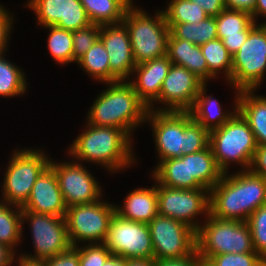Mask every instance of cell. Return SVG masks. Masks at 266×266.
<instances>
[{"instance_id":"obj_48","label":"cell","mask_w":266,"mask_h":266,"mask_svg":"<svg viewBox=\"0 0 266 266\" xmlns=\"http://www.w3.org/2000/svg\"><path fill=\"white\" fill-rule=\"evenodd\" d=\"M16 256L17 254H15L14 259H13L14 261L15 260L17 261L16 266H45L44 260L30 259V258L24 257L21 254H18L17 257L19 258H17Z\"/></svg>"},{"instance_id":"obj_44","label":"cell","mask_w":266,"mask_h":266,"mask_svg":"<svg viewBox=\"0 0 266 266\" xmlns=\"http://www.w3.org/2000/svg\"><path fill=\"white\" fill-rule=\"evenodd\" d=\"M200 5L209 17H216L226 7L224 0H189Z\"/></svg>"},{"instance_id":"obj_30","label":"cell","mask_w":266,"mask_h":266,"mask_svg":"<svg viewBox=\"0 0 266 266\" xmlns=\"http://www.w3.org/2000/svg\"><path fill=\"white\" fill-rule=\"evenodd\" d=\"M92 24L122 22L128 7L121 0H80Z\"/></svg>"},{"instance_id":"obj_38","label":"cell","mask_w":266,"mask_h":266,"mask_svg":"<svg viewBox=\"0 0 266 266\" xmlns=\"http://www.w3.org/2000/svg\"><path fill=\"white\" fill-rule=\"evenodd\" d=\"M101 25L90 24L85 28L72 32L73 37V63L77 61L92 47L99 38Z\"/></svg>"},{"instance_id":"obj_50","label":"cell","mask_w":266,"mask_h":266,"mask_svg":"<svg viewBox=\"0 0 266 266\" xmlns=\"http://www.w3.org/2000/svg\"><path fill=\"white\" fill-rule=\"evenodd\" d=\"M103 266H126V259L117 255H111Z\"/></svg>"},{"instance_id":"obj_20","label":"cell","mask_w":266,"mask_h":266,"mask_svg":"<svg viewBox=\"0 0 266 266\" xmlns=\"http://www.w3.org/2000/svg\"><path fill=\"white\" fill-rule=\"evenodd\" d=\"M172 65L168 55L137 64L128 82L148 109L159 99L160 90Z\"/></svg>"},{"instance_id":"obj_46","label":"cell","mask_w":266,"mask_h":266,"mask_svg":"<svg viewBox=\"0 0 266 266\" xmlns=\"http://www.w3.org/2000/svg\"><path fill=\"white\" fill-rule=\"evenodd\" d=\"M15 252L7 245L0 243V266H12Z\"/></svg>"},{"instance_id":"obj_27","label":"cell","mask_w":266,"mask_h":266,"mask_svg":"<svg viewBox=\"0 0 266 266\" xmlns=\"http://www.w3.org/2000/svg\"><path fill=\"white\" fill-rule=\"evenodd\" d=\"M155 167L151 170V179L159 185L189 189L187 158L184 155L160 161Z\"/></svg>"},{"instance_id":"obj_19","label":"cell","mask_w":266,"mask_h":266,"mask_svg":"<svg viewBox=\"0 0 266 266\" xmlns=\"http://www.w3.org/2000/svg\"><path fill=\"white\" fill-rule=\"evenodd\" d=\"M21 208L22 211L65 217L67 206L54 169L50 165L38 177L28 200Z\"/></svg>"},{"instance_id":"obj_31","label":"cell","mask_w":266,"mask_h":266,"mask_svg":"<svg viewBox=\"0 0 266 266\" xmlns=\"http://www.w3.org/2000/svg\"><path fill=\"white\" fill-rule=\"evenodd\" d=\"M76 64L98 83H110L109 57L99 38Z\"/></svg>"},{"instance_id":"obj_11","label":"cell","mask_w":266,"mask_h":266,"mask_svg":"<svg viewBox=\"0 0 266 266\" xmlns=\"http://www.w3.org/2000/svg\"><path fill=\"white\" fill-rule=\"evenodd\" d=\"M158 215L180 221L196 232L201 223L196 218L210 214L209 191L205 188H169L157 183Z\"/></svg>"},{"instance_id":"obj_3","label":"cell","mask_w":266,"mask_h":266,"mask_svg":"<svg viewBox=\"0 0 266 266\" xmlns=\"http://www.w3.org/2000/svg\"><path fill=\"white\" fill-rule=\"evenodd\" d=\"M152 127L160 161L196 153L209 146L210 132L189 111L149 110L145 124Z\"/></svg>"},{"instance_id":"obj_35","label":"cell","mask_w":266,"mask_h":266,"mask_svg":"<svg viewBox=\"0 0 266 266\" xmlns=\"http://www.w3.org/2000/svg\"><path fill=\"white\" fill-rule=\"evenodd\" d=\"M44 28L49 29L47 47L53 60L61 65L73 63L72 31L57 26H45Z\"/></svg>"},{"instance_id":"obj_10","label":"cell","mask_w":266,"mask_h":266,"mask_svg":"<svg viewBox=\"0 0 266 266\" xmlns=\"http://www.w3.org/2000/svg\"><path fill=\"white\" fill-rule=\"evenodd\" d=\"M115 204L100 199L91 204L67 207L65 220L72 246L80 243H104Z\"/></svg>"},{"instance_id":"obj_9","label":"cell","mask_w":266,"mask_h":266,"mask_svg":"<svg viewBox=\"0 0 266 266\" xmlns=\"http://www.w3.org/2000/svg\"><path fill=\"white\" fill-rule=\"evenodd\" d=\"M266 25L257 24L246 41L232 56L229 87L233 90H257L266 75Z\"/></svg>"},{"instance_id":"obj_22","label":"cell","mask_w":266,"mask_h":266,"mask_svg":"<svg viewBox=\"0 0 266 266\" xmlns=\"http://www.w3.org/2000/svg\"><path fill=\"white\" fill-rule=\"evenodd\" d=\"M123 205H115V212L132 221L148 224L158 215L157 182L152 187H140L130 191Z\"/></svg>"},{"instance_id":"obj_18","label":"cell","mask_w":266,"mask_h":266,"mask_svg":"<svg viewBox=\"0 0 266 266\" xmlns=\"http://www.w3.org/2000/svg\"><path fill=\"white\" fill-rule=\"evenodd\" d=\"M99 39L109 57L110 83L129 81L136 67L128 29L123 22L101 25ZM130 77V78H129Z\"/></svg>"},{"instance_id":"obj_29","label":"cell","mask_w":266,"mask_h":266,"mask_svg":"<svg viewBox=\"0 0 266 266\" xmlns=\"http://www.w3.org/2000/svg\"><path fill=\"white\" fill-rule=\"evenodd\" d=\"M14 209H13V208ZM22 224V208L0 201V243L7 245L15 253L25 233Z\"/></svg>"},{"instance_id":"obj_45","label":"cell","mask_w":266,"mask_h":266,"mask_svg":"<svg viewBox=\"0 0 266 266\" xmlns=\"http://www.w3.org/2000/svg\"><path fill=\"white\" fill-rule=\"evenodd\" d=\"M256 0H224L225 7L227 9L241 10L250 13H254Z\"/></svg>"},{"instance_id":"obj_49","label":"cell","mask_w":266,"mask_h":266,"mask_svg":"<svg viewBox=\"0 0 266 266\" xmlns=\"http://www.w3.org/2000/svg\"><path fill=\"white\" fill-rule=\"evenodd\" d=\"M126 266H154V258H129L126 259Z\"/></svg>"},{"instance_id":"obj_41","label":"cell","mask_w":266,"mask_h":266,"mask_svg":"<svg viewBox=\"0 0 266 266\" xmlns=\"http://www.w3.org/2000/svg\"><path fill=\"white\" fill-rule=\"evenodd\" d=\"M45 266H79V252L71 246L67 251L44 260Z\"/></svg>"},{"instance_id":"obj_1","label":"cell","mask_w":266,"mask_h":266,"mask_svg":"<svg viewBox=\"0 0 266 266\" xmlns=\"http://www.w3.org/2000/svg\"><path fill=\"white\" fill-rule=\"evenodd\" d=\"M82 131L66 150L74 161L101 165L110 174L136 163L133 139L122 129L91 125L86 121Z\"/></svg>"},{"instance_id":"obj_23","label":"cell","mask_w":266,"mask_h":266,"mask_svg":"<svg viewBox=\"0 0 266 266\" xmlns=\"http://www.w3.org/2000/svg\"><path fill=\"white\" fill-rule=\"evenodd\" d=\"M207 84L205 83L197 95L192 108L189 110L191 117L201 124L209 132L221 127L237 112V100L239 90L234 93L233 111L222 109L221 103L212 95H207ZM235 109V110H234Z\"/></svg>"},{"instance_id":"obj_8","label":"cell","mask_w":266,"mask_h":266,"mask_svg":"<svg viewBox=\"0 0 266 266\" xmlns=\"http://www.w3.org/2000/svg\"><path fill=\"white\" fill-rule=\"evenodd\" d=\"M196 232L198 255L208 261L225 253L255 252L246 222L218 219L209 214Z\"/></svg>"},{"instance_id":"obj_37","label":"cell","mask_w":266,"mask_h":266,"mask_svg":"<svg viewBox=\"0 0 266 266\" xmlns=\"http://www.w3.org/2000/svg\"><path fill=\"white\" fill-rule=\"evenodd\" d=\"M208 262L212 266H266V261L256 252L218 254Z\"/></svg>"},{"instance_id":"obj_16","label":"cell","mask_w":266,"mask_h":266,"mask_svg":"<svg viewBox=\"0 0 266 266\" xmlns=\"http://www.w3.org/2000/svg\"><path fill=\"white\" fill-rule=\"evenodd\" d=\"M204 84L200 78L188 69L172 64L163 81L159 99L149 110L189 111ZM158 103H161L162 106H157ZM155 105L158 107L157 109Z\"/></svg>"},{"instance_id":"obj_21","label":"cell","mask_w":266,"mask_h":266,"mask_svg":"<svg viewBox=\"0 0 266 266\" xmlns=\"http://www.w3.org/2000/svg\"><path fill=\"white\" fill-rule=\"evenodd\" d=\"M217 36L233 56L244 44L249 32L257 25L250 13L225 8L215 17Z\"/></svg>"},{"instance_id":"obj_24","label":"cell","mask_w":266,"mask_h":266,"mask_svg":"<svg viewBox=\"0 0 266 266\" xmlns=\"http://www.w3.org/2000/svg\"><path fill=\"white\" fill-rule=\"evenodd\" d=\"M187 158L189 189L205 188L210 191L221 179L210 145L202 151L184 155Z\"/></svg>"},{"instance_id":"obj_47","label":"cell","mask_w":266,"mask_h":266,"mask_svg":"<svg viewBox=\"0 0 266 266\" xmlns=\"http://www.w3.org/2000/svg\"><path fill=\"white\" fill-rule=\"evenodd\" d=\"M253 20L256 24H265L266 25V0H256L254 13L252 14ZM262 17L265 19L263 23H257V18Z\"/></svg>"},{"instance_id":"obj_5","label":"cell","mask_w":266,"mask_h":266,"mask_svg":"<svg viewBox=\"0 0 266 266\" xmlns=\"http://www.w3.org/2000/svg\"><path fill=\"white\" fill-rule=\"evenodd\" d=\"M209 145L223 173L230 172L231 163L241 166V171L248 170L257 148L249 123L238 111L221 127L210 131Z\"/></svg>"},{"instance_id":"obj_4","label":"cell","mask_w":266,"mask_h":266,"mask_svg":"<svg viewBox=\"0 0 266 266\" xmlns=\"http://www.w3.org/2000/svg\"><path fill=\"white\" fill-rule=\"evenodd\" d=\"M148 111L128 81H116L107 83L97 95L85 120L91 125L122 129L132 139V132L145 124Z\"/></svg>"},{"instance_id":"obj_33","label":"cell","mask_w":266,"mask_h":266,"mask_svg":"<svg viewBox=\"0 0 266 266\" xmlns=\"http://www.w3.org/2000/svg\"><path fill=\"white\" fill-rule=\"evenodd\" d=\"M170 33L175 38L187 40L197 46L218 38L215 17H207L198 23L175 24L170 29Z\"/></svg>"},{"instance_id":"obj_7","label":"cell","mask_w":266,"mask_h":266,"mask_svg":"<svg viewBox=\"0 0 266 266\" xmlns=\"http://www.w3.org/2000/svg\"><path fill=\"white\" fill-rule=\"evenodd\" d=\"M36 149H16L11 153L1 184V202L22 207L28 200L33 185L51 160L45 150Z\"/></svg>"},{"instance_id":"obj_43","label":"cell","mask_w":266,"mask_h":266,"mask_svg":"<svg viewBox=\"0 0 266 266\" xmlns=\"http://www.w3.org/2000/svg\"><path fill=\"white\" fill-rule=\"evenodd\" d=\"M201 259L196 250L192 255L179 259H154V266H200Z\"/></svg>"},{"instance_id":"obj_12","label":"cell","mask_w":266,"mask_h":266,"mask_svg":"<svg viewBox=\"0 0 266 266\" xmlns=\"http://www.w3.org/2000/svg\"><path fill=\"white\" fill-rule=\"evenodd\" d=\"M29 223L34 254L20 253L30 259L45 260L67 251L69 241L64 217L51 214L22 211V224Z\"/></svg>"},{"instance_id":"obj_34","label":"cell","mask_w":266,"mask_h":266,"mask_svg":"<svg viewBox=\"0 0 266 266\" xmlns=\"http://www.w3.org/2000/svg\"><path fill=\"white\" fill-rule=\"evenodd\" d=\"M167 5L162 11L170 29L175 24L198 23L209 17L200 5L189 0H169Z\"/></svg>"},{"instance_id":"obj_39","label":"cell","mask_w":266,"mask_h":266,"mask_svg":"<svg viewBox=\"0 0 266 266\" xmlns=\"http://www.w3.org/2000/svg\"><path fill=\"white\" fill-rule=\"evenodd\" d=\"M79 252V266H103L112 255L104 243L74 246Z\"/></svg>"},{"instance_id":"obj_25","label":"cell","mask_w":266,"mask_h":266,"mask_svg":"<svg viewBox=\"0 0 266 266\" xmlns=\"http://www.w3.org/2000/svg\"><path fill=\"white\" fill-rule=\"evenodd\" d=\"M167 55L172 64L188 69L204 83L208 84V66L200 46L190 43L187 40L175 38L169 33L167 39Z\"/></svg>"},{"instance_id":"obj_17","label":"cell","mask_w":266,"mask_h":266,"mask_svg":"<svg viewBox=\"0 0 266 266\" xmlns=\"http://www.w3.org/2000/svg\"><path fill=\"white\" fill-rule=\"evenodd\" d=\"M26 6L42 27L57 26L73 32L92 24L80 0H27Z\"/></svg>"},{"instance_id":"obj_26","label":"cell","mask_w":266,"mask_h":266,"mask_svg":"<svg viewBox=\"0 0 266 266\" xmlns=\"http://www.w3.org/2000/svg\"><path fill=\"white\" fill-rule=\"evenodd\" d=\"M255 92L256 90L239 92L237 111L249 123L257 145H266V96Z\"/></svg>"},{"instance_id":"obj_36","label":"cell","mask_w":266,"mask_h":266,"mask_svg":"<svg viewBox=\"0 0 266 266\" xmlns=\"http://www.w3.org/2000/svg\"><path fill=\"white\" fill-rule=\"evenodd\" d=\"M254 251L266 261V204L259 207L247 219Z\"/></svg>"},{"instance_id":"obj_13","label":"cell","mask_w":266,"mask_h":266,"mask_svg":"<svg viewBox=\"0 0 266 266\" xmlns=\"http://www.w3.org/2000/svg\"><path fill=\"white\" fill-rule=\"evenodd\" d=\"M148 226L154 259H179L197 250L196 231L180 221L157 215Z\"/></svg>"},{"instance_id":"obj_14","label":"cell","mask_w":266,"mask_h":266,"mask_svg":"<svg viewBox=\"0 0 266 266\" xmlns=\"http://www.w3.org/2000/svg\"><path fill=\"white\" fill-rule=\"evenodd\" d=\"M112 255L125 259L154 258V250L148 224L132 221L116 212L109 222L104 241Z\"/></svg>"},{"instance_id":"obj_28","label":"cell","mask_w":266,"mask_h":266,"mask_svg":"<svg viewBox=\"0 0 266 266\" xmlns=\"http://www.w3.org/2000/svg\"><path fill=\"white\" fill-rule=\"evenodd\" d=\"M200 49L208 66V81L215 80L222 73L225 81L229 83L232 74V55L224 46L223 41L219 38L210 40L202 44Z\"/></svg>"},{"instance_id":"obj_42","label":"cell","mask_w":266,"mask_h":266,"mask_svg":"<svg viewBox=\"0 0 266 266\" xmlns=\"http://www.w3.org/2000/svg\"><path fill=\"white\" fill-rule=\"evenodd\" d=\"M248 170L266 179V145H257Z\"/></svg>"},{"instance_id":"obj_32","label":"cell","mask_w":266,"mask_h":266,"mask_svg":"<svg viewBox=\"0 0 266 266\" xmlns=\"http://www.w3.org/2000/svg\"><path fill=\"white\" fill-rule=\"evenodd\" d=\"M4 53H0V96H23L28 90L26 75L22 68L7 60Z\"/></svg>"},{"instance_id":"obj_40","label":"cell","mask_w":266,"mask_h":266,"mask_svg":"<svg viewBox=\"0 0 266 266\" xmlns=\"http://www.w3.org/2000/svg\"><path fill=\"white\" fill-rule=\"evenodd\" d=\"M13 15L0 3V53L8 51L10 33H12L11 30L14 27Z\"/></svg>"},{"instance_id":"obj_15","label":"cell","mask_w":266,"mask_h":266,"mask_svg":"<svg viewBox=\"0 0 266 266\" xmlns=\"http://www.w3.org/2000/svg\"><path fill=\"white\" fill-rule=\"evenodd\" d=\"M62 192L65 205L91 204L103 198L102 187L83 163L50 160Z\"/></svg>"},{"instance_id":"obj_52","label":"cell","mask_w":266,"mask_h":266,"mask_svg":"<svg viewBox=\"0 0 266 266\" xmlns=\"http://www.w3.org/2000/svg\"><path fill=\"white\" fill-rule=\"evenodd\" d=\"M200 266H212L208 261L201 259Z\"/></svg>"},{"instance_id":"obj_2","label":"cell","mask_w":266,"mask_h":266,"mask_svg":"<svg viewBox=\"0 0 266 266\" xmlns=\"http://www.w3.org/2000/svg\"><path fill=\"white\" fill-rule=\"evenodd\" d=\"M210 215L224 220L246 222L266 204V179L249 170L223 173L209 191Z\"/></svg>"},{"instance_id":"obj_51","label":"cell","mask_w":266,"mask_h":266,"mask_svg":"<svg viewBox=\"0 0 266 266\" xmlns=\"http://www.w3.org/2000/svg\"><path fill=\"white\" fill-rule=\"evenodd\" d=\"M128 8L135 7L133 0H121Z\"/></svg>"},{"instance_id":"obj_6","label":"cell","mask_w":266,"mask_h":266,"mask_svg":"<svg viewBox=\"0 0 266 266\" xmlns=\"http://www.w3.org/2000/svg\"><path fill=\"white\" fill-rule=\"evenodd\" d=\"M143 9L128 8L122 20L129 32L136 65L166 55L170 33L162 9H157L155 16Z\"/></svg>"}]
</instances>
